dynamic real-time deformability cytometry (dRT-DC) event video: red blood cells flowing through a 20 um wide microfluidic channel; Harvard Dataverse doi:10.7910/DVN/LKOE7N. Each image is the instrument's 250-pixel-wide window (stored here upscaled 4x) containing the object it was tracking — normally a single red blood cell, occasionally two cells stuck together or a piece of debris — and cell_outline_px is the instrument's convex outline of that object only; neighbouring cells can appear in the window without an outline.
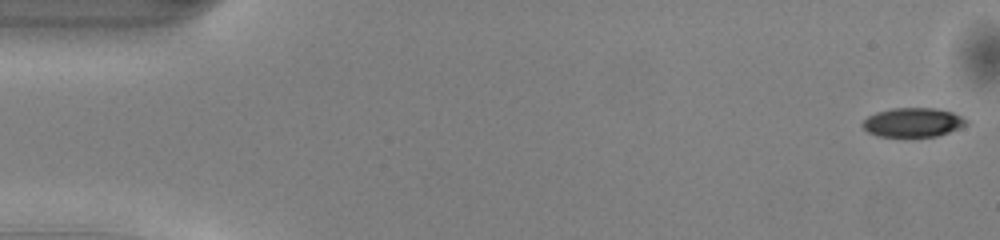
{"species": "common noctule bat (a hibernating species)", "species_latin": "Nyctalus noctula", "temperature_condition": "warm", "stored_images_in_passage": 50, "camera_frame_rate_fps": 3000, "um_per_image_px": 0.085, "animal": {"sex": "male", "body_mass_g": 13.0, "forearm_length_mm": 53.1}, "frame": {"image": 1, "passage_image": 1, "time_ms": 0.0, "image_size_px": [1000, 240], "cell_outline_px": [[968, 124], [960, 128], [936, 136], [876, 136], [868, 132], [860, 124], [868, 116], [876, 112], [892, 108], [936, 108], [952, 112], [968, 120]], "centroid_in_image_um": [77.59, 10.39], "position_along_channel_um": 7.4, "area_um2": 17.57}}
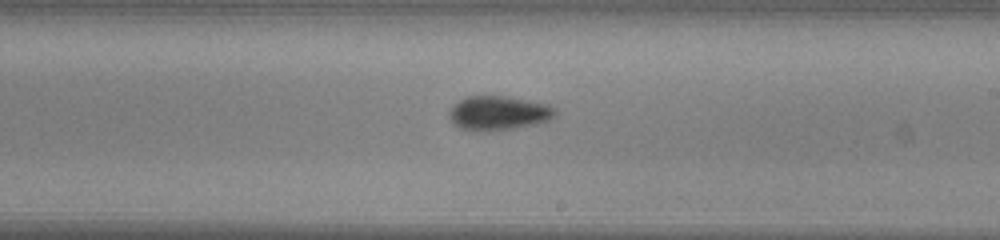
{"frame": {"image": 2, "passage_image": 29, "time_ms": 9.333, "image_size_px": [1000, 240], "cell_outline_px": [[556, 116], [548, 120], [536, 124], [488, 132], [484, 132], [460, 128], [448, 116], [448, 112], [460, 100], [468, 96], [508, 96], [548, 104], [556, 108]], "centroid_in_image_um": [42.4, 9.61], "position_along_channel_um": 246.6, "area_um2": 21.1}}
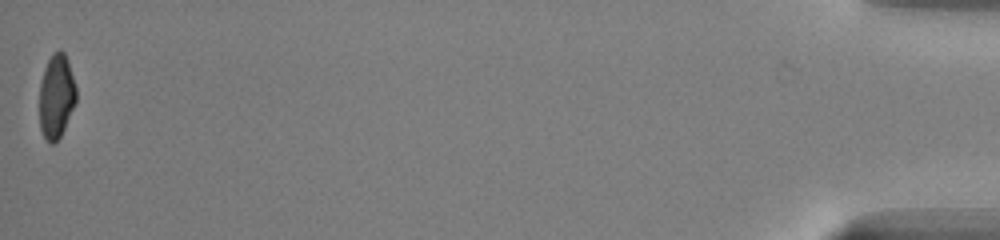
{"frame": {"image": 3, "passage_image": 50, "time_ms": 16.333, "image_size_px": [1000, 240], "cell_outline_px": [[76, 100], [64, 128], [60, 136], [52, 144], [44, 136], [40, 128], [40, 84], [44, 68], [52, 52], [60, 48], [64, 52], [68, 60], [76, 88]], "centroid_in_image_um": [4.79, 8.12], "position_along_channel_um": 430.4, "area_um2": 17.8}, "authors_computed_cell_mechanics": {"area_um2": 19.6809, "velocity_mm_per_s": 4.1057, "shape_relaxation_time_tau1_ms": 3.1822, "shape_relaxation_time_tau2_ms": 3.758, "deformation_change_tau1": 0.1163, "deformation_change_tau2": 0.0883}}